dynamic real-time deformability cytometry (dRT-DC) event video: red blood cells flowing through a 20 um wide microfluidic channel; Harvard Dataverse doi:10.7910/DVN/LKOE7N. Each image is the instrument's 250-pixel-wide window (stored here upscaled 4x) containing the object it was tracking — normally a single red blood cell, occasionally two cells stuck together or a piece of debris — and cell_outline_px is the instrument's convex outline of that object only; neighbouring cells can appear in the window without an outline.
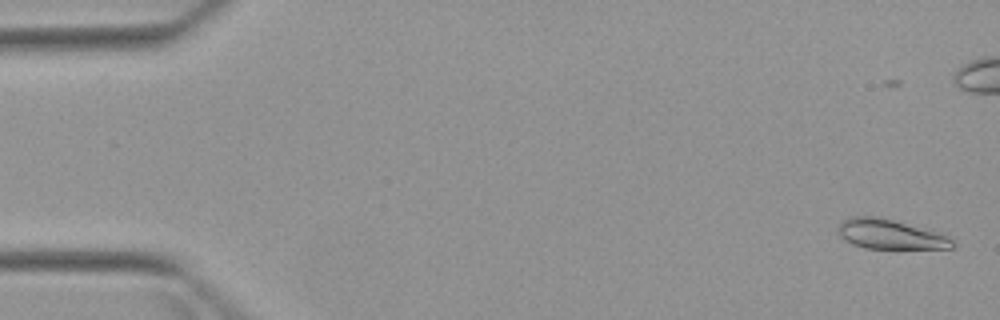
{"species": "Egyptian fruit bat (a non-hibernating species)", "species_latin": "Rousettus aegyptiacus", "temperature_condition": "warm", "stored_images_in_passage": 8, "camera_frame_rate_fps": 3000, "um_per_image_px": 0.085, "animal": {"sex": "female"}, "frame": {"image": 1, "passage_image": 2, "time_ms": 1.0, "image_size_px": [1000, 320], "cell_outline_px": [[956, 244], [952, 248], [864, 248], [852, 244], [844, 240], [840, 236], [840, 220], [852, 216], [876, 216], [892, 220], [948, 236]], "centroid_in_image_um": [75.61, 19.92], "position_along_channel_um": 9.4, "area_um2": 19.31}}
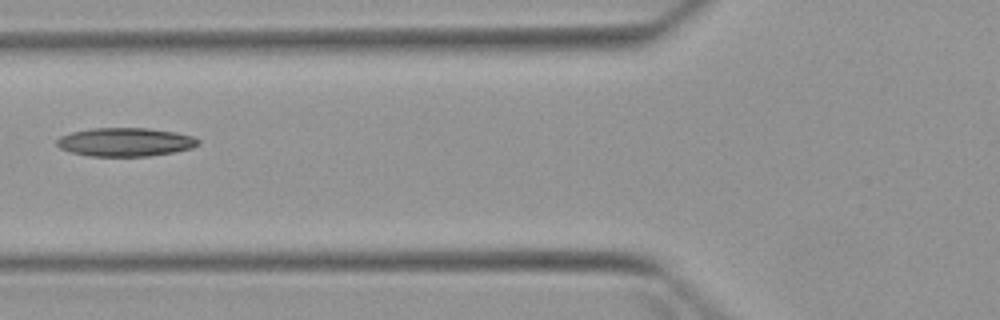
{"frame": {"image": 2, "passage_image": 7, "time_ms": 8.667, "image_size_px": [1000, 320], "cell_outline_px": [[200, 144], [192, 148], [172, 152], [148, 156], [88, 156], [72, 152], [60, 148], [56, 144], [56, 140], [60, 136], [72, 132], [92, 128], [148, 128], [176, 132], [192, 136], [200, 140]], "centroid_in_image_um": [10.65, 12.07], "position_along_channel_um": 115.1, "area_um2": 23.52}}
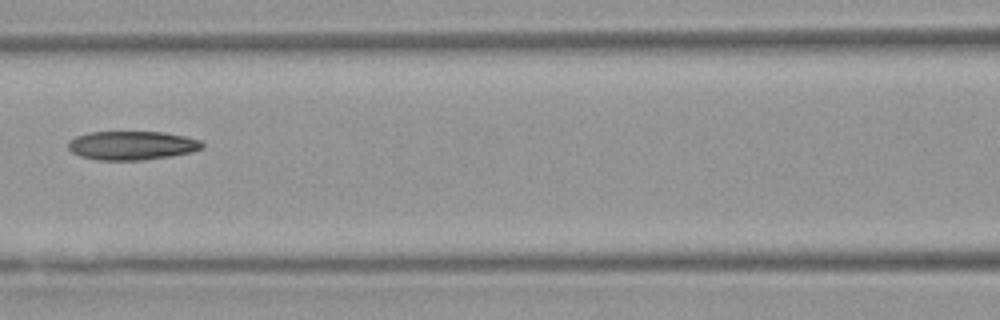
{"frame": {"image": 3, "passage_image": 8, "time_ms": 9.667, "image_size_px": [1000, 320], "cell_outline_px": [[204, 148], [192, 152], [172, 156], [144, 160], [96, 160], [80, 156], [72, 152], [68, 148], [68, 140], [76, 136], [88, 132], [164, 132], [184, 136], [200, 140], [204, 144]], "centroid_in_image_um": [11.21, 12.37], "position_along_channel_um": 155.4, "area_um2": 22.72}}